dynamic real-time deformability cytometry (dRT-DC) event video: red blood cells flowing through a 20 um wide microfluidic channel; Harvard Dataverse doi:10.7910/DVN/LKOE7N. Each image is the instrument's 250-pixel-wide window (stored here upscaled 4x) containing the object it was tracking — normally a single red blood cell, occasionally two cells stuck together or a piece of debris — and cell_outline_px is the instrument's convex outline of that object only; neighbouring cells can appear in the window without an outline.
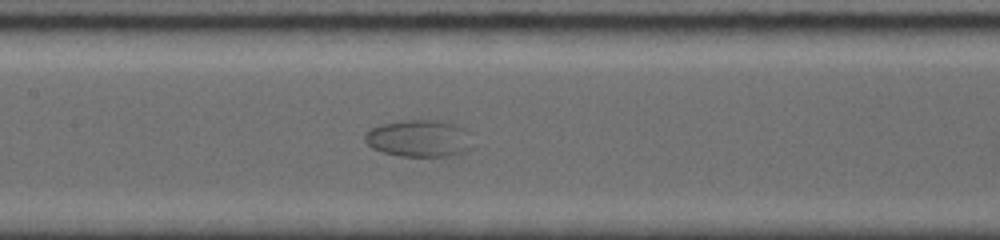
{"species": "common noctule bat (a hibernating species)", "species_latin": "Nyctalus noctula", "temperature_condition": "room temperature", "stored_images_in_passage": 41, "camera_frame_rate_fps": 5000, "um_per_image_px": 0.085, "animal": {"sex": "female", "body_mass_g": 19.0, "forearm_length_mm": 56.7}, "frame": {"image": 1, "passage_image": 19, "time_ms": 7.6, "image_size_px": [1000, 240], "cell_outline_px": [[472, 148], [464, 152], [452, 156], [400, 156], [384, 152], [372, 148], [364, 140], [364, 136], [372, 128], [380, 124], [400, 120], [444, 120], [460, 124], [468, 132]], "centroid_in_image_um": [35.66, 11.75], "position_along_channel_um": 171.7, "area_um2": 23.52}}
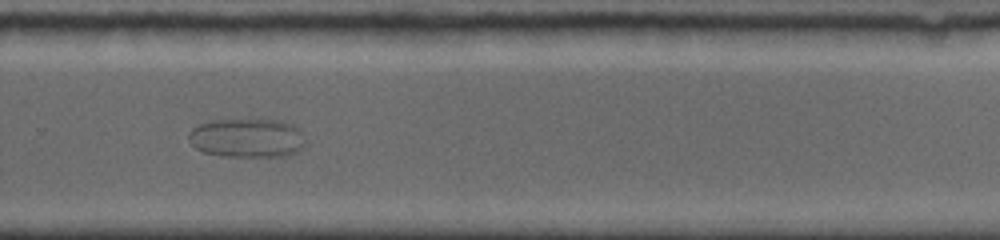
{"frame": {"image": 2, "passage_image": 28, "time_ms": 11.4, "image_size_px": [1000, 240], "cell_outline_px": [[304, 144], [296, 152], [284, 156], [220, 156], [204, 152], [196, 148], [188, 140], [188, 132], [192, 128], [200, 124], [212, 120], [280, 120], [292, 124], [300, 128], [304, 140]], "centroid_in_image_um": [20.98, 11.72], "position_along_channel_um": 308.8, "area_um2": 26.53}}
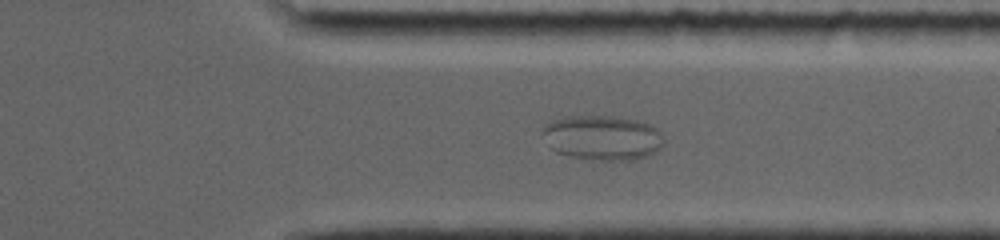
{"frame": {"image": 3, "passage_image": 32, "time_ms": 12.8, "image_size_px": [1000, 240], "cell_outline_px": [[664, 144], [656, 152], [644, 156], [628, 160], [600, 160], [572, 156], [556, 152], [552, 148], [544, 132], [544, 124], [552, 120], [564, 116], [620, 116], [636, 120], [660, 128], [664, 136]], "centroid_in_image_um": [51.28, 11.68], "position_along_channel_um": 360.1, "area_um2": 31.56}}